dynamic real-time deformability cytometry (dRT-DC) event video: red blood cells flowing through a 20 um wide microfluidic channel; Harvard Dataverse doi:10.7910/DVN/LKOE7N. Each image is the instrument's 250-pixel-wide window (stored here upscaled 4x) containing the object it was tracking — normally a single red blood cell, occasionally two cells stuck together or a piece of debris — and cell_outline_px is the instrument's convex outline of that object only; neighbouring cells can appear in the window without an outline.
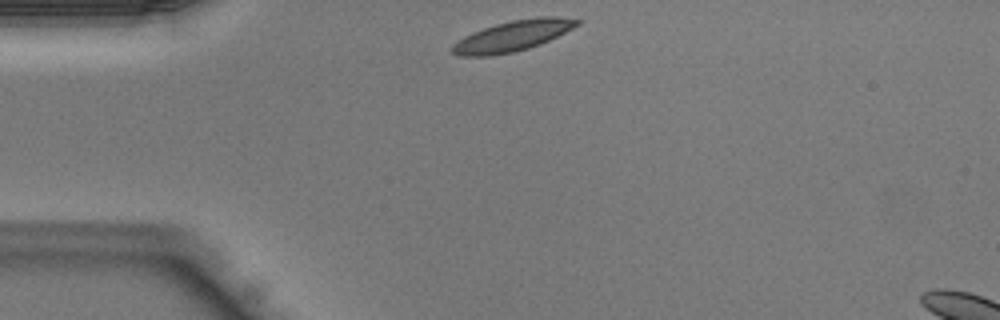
{"species": "Egyptian fruit bat (a non-hibernating species)", "species_latin": "Rousettus aegyptiacus", "temperature_condition": "warm", "stored_images_in_passage": 27, "camera_frame_rate_fps": 3000, "um_per_image_px": 0.085, "animal": {"sex": "male"}, "frame": {"image": 1, "passage_image": 1, "time_ms": 0.0, "image_size_px": [1000, 320], "cell_outline_px": [[584, 20], [580, 24], [540, 44], [516, 52], [488, 56], [460, 56], [452, 52], [452, 44], [464, 36], [472, 32], [496, 24], [512, 20], [544, 16], [556, 16]], "centroid_in_image_um": [43.58, 3.05], "position_along_channel_um": 41.4, "area_um2": 22.14}}
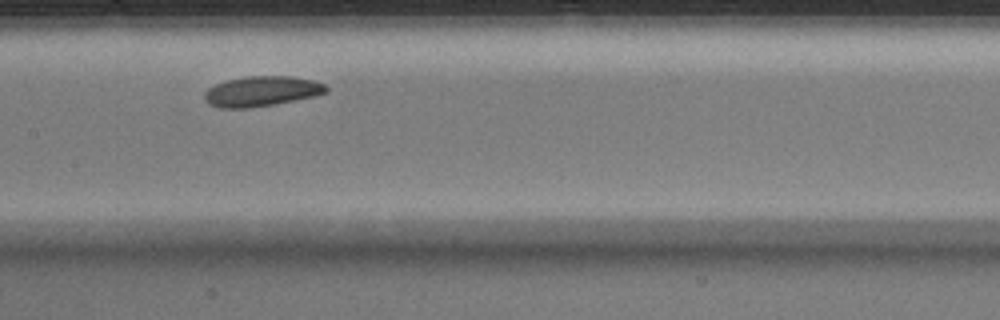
{"frame": {"image": 2, "passage_image": 12, "time_ms": 3.667, "image_size_px": [1000, 320], "cell_outline_px": [[328, 92], [312, 96], [252, 108], [220, 108], [208, 104], [204, 100], [204, 92], [208, 88], [216, 84], [228, 80], [244, 76], [292, 76], [312, 80], [324, 84], [328, 88]], "centroid_in_image_um": [22.19, 7.75], "position_along_channel_um": 185.2, "area_um2": 21.27}}
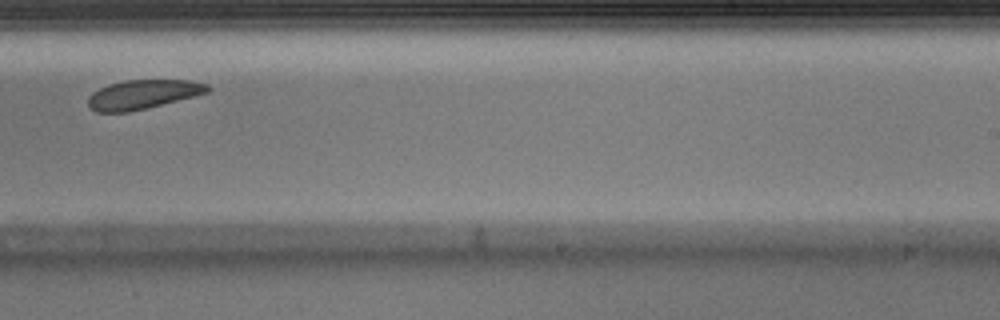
{"frame": {"image": 3, "passage_image": 18, "time_ms": 5.667, "image_size_px": [1000, 320], "cell_outline_px": [[212, 88], [208, 92], [128, 112], [96, 112], [88, 104], [88, 96], [92, 92], [108, 84], [124, 80], [188, 80], [208, 84]], "centroid_in_image_um": [12.11, 8.01], "position_along_channel_um": 276.9, "area_um2": 20.0}}